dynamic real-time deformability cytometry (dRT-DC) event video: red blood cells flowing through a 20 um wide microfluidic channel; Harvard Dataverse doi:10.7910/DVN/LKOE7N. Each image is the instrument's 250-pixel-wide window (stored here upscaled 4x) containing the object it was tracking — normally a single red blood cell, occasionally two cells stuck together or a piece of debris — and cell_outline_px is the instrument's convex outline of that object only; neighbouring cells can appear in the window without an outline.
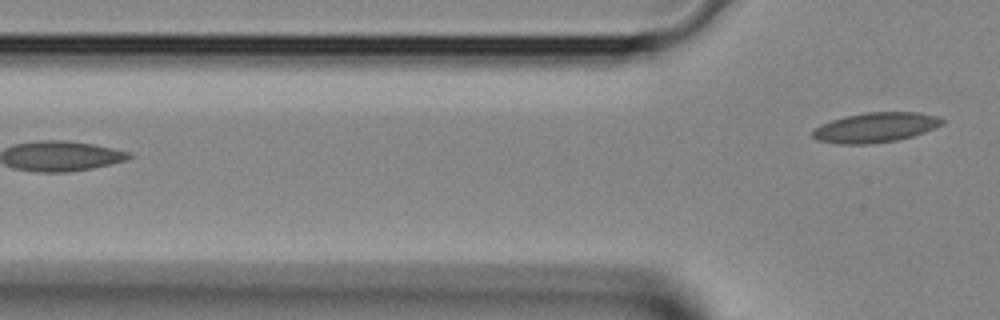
{"species": "Egyptian fruit bat (a non-hibernating species)", "species_latin": "Rousettus aegyptiacus", "temperature_condition": "room temperature", "stored_images_in_passage": 4, "camera_frame_rate_fps": 3000, "um_per_image_px": 0.085, "animal": {"sex": "female"}, "frame": {"image": 1, "passage_image": 4, "time_ms": 1.0, "image_size_px": [1000, 320], "cell_outline_px": [[944, 124], [936, 128], [912, 136], [896, 140], [872, 144], [836, 144], [816, 140], [812, 136], [812, 128], [820, 124], [844, 116], [864, 112], [916, 112], [936, 116], [944, 120]], "centroid_in_image_um": [74.37, 10.84], "position_along_channel_um": 51.4, "area_um2": 22.77}}